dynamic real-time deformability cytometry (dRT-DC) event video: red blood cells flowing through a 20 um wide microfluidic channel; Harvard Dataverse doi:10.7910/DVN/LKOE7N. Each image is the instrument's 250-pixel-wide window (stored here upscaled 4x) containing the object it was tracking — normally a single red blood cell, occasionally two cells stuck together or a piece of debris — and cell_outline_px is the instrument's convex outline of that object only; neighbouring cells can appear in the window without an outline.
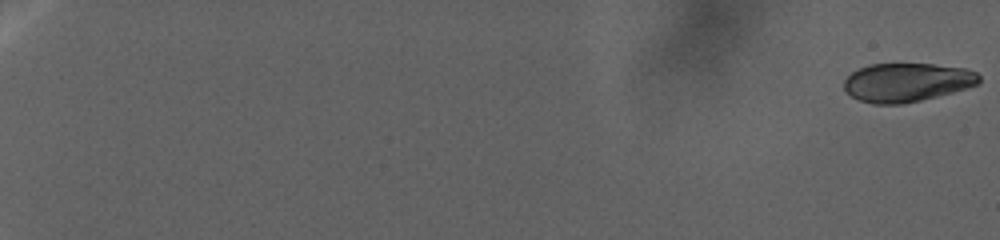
{"species": "human", "species_latin": "Homo sapiens", "temperature_condition": "warm", "stored_images_in_passage": 116, "camera_frame_rate_fps": 3000, "um_per_image_px": 0.085, "donor": {"sex": "female"}, "frame": {"image": 1, "passage_image": 1, "time_ms": 0.0, "image_size_px": [1000, 240], "cell_outline_px": [[980, 80], [976, 84], [968, 88], [904, 104], [872, 104], [860, 100], [852, 96], [844, 88], [844, 80], [852, 72], [868, 64], [932, 64], [964, 68], [976, 72], [980, 76]], "centroid_in_image_um": [77.07, 7.0], "position_along_channel_um": 7.9, "area_um2": 30.29}}
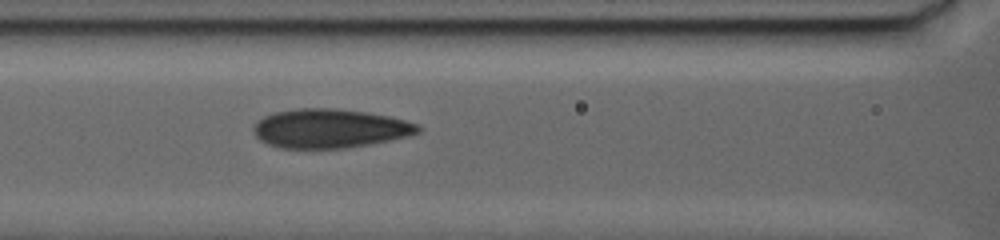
{"frame": {"image": 2, "passage_image": 67, "time_ms": 28.0, "image_size_px": [1000, 240], "cell_outline_px": [[420, 132], [408, 136], [368, 144], [344, 148], [280, 148], [268, 144], [260, 140], [256, 136], [252, 128], [256, 120], [264, 116], [276, 112], [296, 108], [336, 108], [364, 112], [388, 116], [420, 124]], "centroid_in_image_um": [28.0, 10.91], "position_along_channel_um": 138.6, "area_um2": 37.34}}
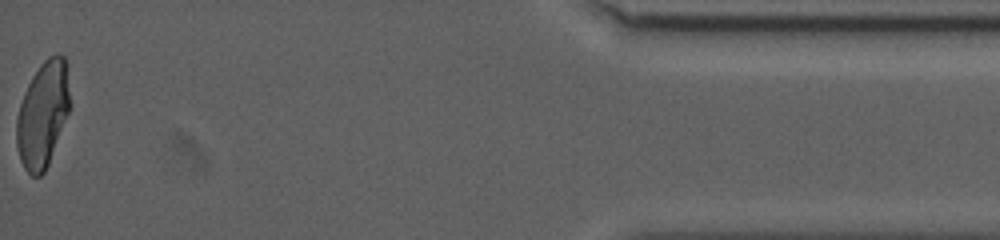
{"frame": {"image": 3, "passage_image": 116, "time_ms": 52.333, "image_size_px": [1000, 240], "cell_outline_px": [[72, 104], [48, 164], [44, 172], [40, 176], [32, 176], [24, 168], [20, 160], [16, 144], [16, 120], [20, 104], [24, 92], [32, 76], [40, 64], [48, 56], [56, 52], [64, 56], [68, 64]], "centroid_in_image_um": [3.67, 9.65], "position_along_channel_um": 431.5, "area_um2": 33.52}}